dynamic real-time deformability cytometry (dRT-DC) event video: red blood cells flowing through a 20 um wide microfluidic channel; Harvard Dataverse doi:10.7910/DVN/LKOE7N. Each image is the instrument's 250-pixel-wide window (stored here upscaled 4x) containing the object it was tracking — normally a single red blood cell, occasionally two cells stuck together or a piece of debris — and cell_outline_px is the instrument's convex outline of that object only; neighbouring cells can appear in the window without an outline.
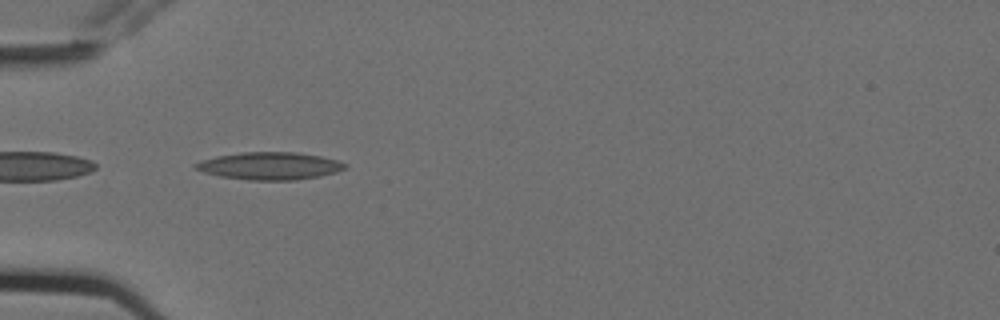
{"species": "Egyptian fruit bat (a non-hibernating species)", "species_latin": "Rousettus aegyptiacus", "temperature_condition": "cold", "stored_images_in_passage": 3, "camera_frame_rate_fps": 3000, "um_per_image_px": 0.085, "animal": {"sex": "female"}, "frame": {"image": 1, "passage_image": 2, "time_ms": 0.333, "image_size_px": [1000, 320], "cell_outline_px": [[348, 164], [344, 168], [336, 172], [320, 176], [296, 180], [248, 180], [220, 176], [204, 172], [192, 168], [192, 164], [200, 160], [216, 156], [244, 152], [296, 152], [320, 156], [336, 160]], "centroid_in_image_um": [22.88, 14.1], "position_along_channel_um": 62.1, "area_um2": 23.99}}